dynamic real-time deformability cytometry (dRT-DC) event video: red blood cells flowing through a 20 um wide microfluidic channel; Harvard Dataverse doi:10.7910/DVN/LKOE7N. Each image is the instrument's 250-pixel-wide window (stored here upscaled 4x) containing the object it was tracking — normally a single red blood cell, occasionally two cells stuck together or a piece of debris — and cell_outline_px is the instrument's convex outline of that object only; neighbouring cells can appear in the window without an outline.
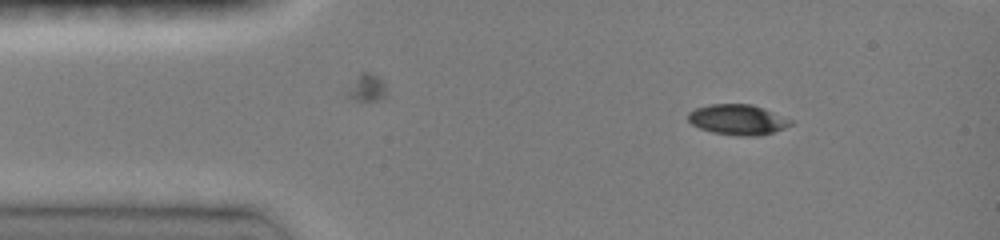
{"species": "common noctule bat (a hibernating species)", "species_latin": "Nyctalus noctula", "temperature_condition": "room temperature", "stored_images_in_passage": 6, "camera_frame_rate_fps": 3000, "um_per_image_px": 0.085, "animal": {"sex": "female", "body_mass_g": 19.0, "forearm_length_mm": 51.5}, "frame": {"image": 1, "passage_image": 1, "time_ms": 0.0, "image_size_px": [1000, 240], "cell_outline_px": [[792, 124], [784, 128], [760, 136], [736, 136], [712, 132], [700, 128], [692, 124], [688, 120], [688, 112], [696, 108], [708, 104], [752, 104], [764, 108], [792, 120]], "centroid_in_image_um": [62.69, 10.17], "position_along_channel_um": 22.3, "area_um2": 18.21}}
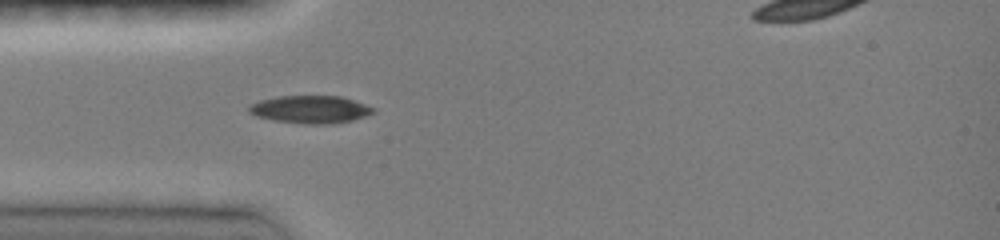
{"frame": {"image": 2, "passage_image": 6, "time_ms": 2.333, "image_size_px": [1000, 240], "cell_outline_px": [[376, 112], [352, 120], [332, 124], [304, 124], [272, 120], [256, 116], [248, 112], [248, 104], [260, 100], [276, 96], [340, 96], [376, 108]], "centroid_in_image_um": [26.34, 9.3], "position_along_channel_um": 58.7, "area_um2": 20.17}}